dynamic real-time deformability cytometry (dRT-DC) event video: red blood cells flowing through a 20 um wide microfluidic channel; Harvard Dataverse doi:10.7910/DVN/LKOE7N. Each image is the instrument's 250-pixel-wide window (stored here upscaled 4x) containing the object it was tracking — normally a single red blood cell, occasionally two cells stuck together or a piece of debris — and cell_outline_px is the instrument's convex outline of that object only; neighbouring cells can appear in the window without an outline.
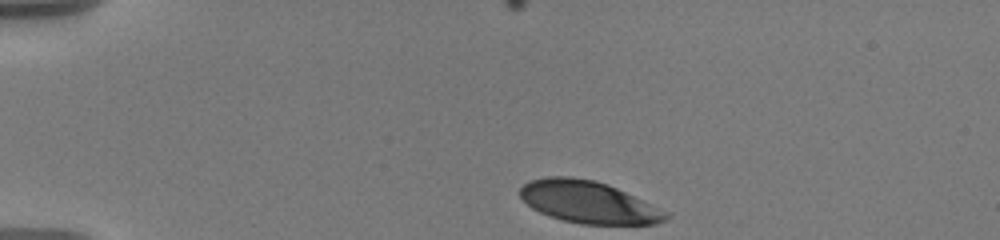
{"species": "human", "species_latin": "Homo sapiens", "temperature_condition": "warm", "stored_images_in_passage": 8, "camera_frame_rate_fps": 3000, "um_per_image_px": 0.085, "donor": {"sex": "male"}, "frame": {"image": 1, "passage_image": 1, "time_ms": 0.0, "image_size_px": [1000, 240], "cell_outline_px": [[672, 216], [656, 224], [580, 224], [548, 216], [532, 208], [520, 196], [520, 188], [524, 184], [532, 180], [548, 176], [572, 176], [596, 180], [608, 184], [668, 212]], "centroid_in_image_um": [50.02, 17.18], "position_along_channel_um": 35.0, "area_um2": 35.66}}